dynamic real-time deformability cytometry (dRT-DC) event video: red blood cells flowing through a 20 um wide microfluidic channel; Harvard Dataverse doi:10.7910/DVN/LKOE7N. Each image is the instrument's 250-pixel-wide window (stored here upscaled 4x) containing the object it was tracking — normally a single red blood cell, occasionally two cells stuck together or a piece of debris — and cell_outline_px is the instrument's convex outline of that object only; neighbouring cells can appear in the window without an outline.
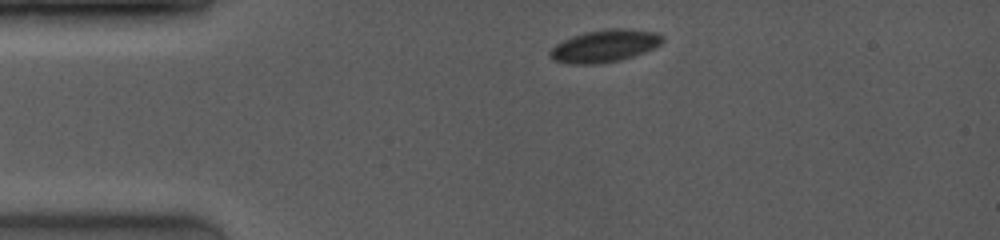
{"species": "common noctule bat (a hibernating species)", "species_latin": "Nyctalus noctula", "temperature_condition": "room temperature", "stored_images_in_passage": 6, "camera_frame_rate_fps": 4000, "um_per_image_px": 0.085, "animal": {"sex": "female", "body_mass_g": 19.0, "forearm_length_mm": 53.3}, "frame": {"image": 1, "passage_image": 1, "time_ms": 0.0, "image_size_px": [1000, 240], "cell_outline_px": [[664, 40], [660, 44], [644, 52], [620, 60], [596, 64], [572, 64], [552, 60], [548, 56], [548, 52], [556, 44], [572, 36], [584, 32], [608, 28], [628, 28], [656, 32], [664, 36]], "centroid_in_image_um": [51.38, 3.89], "position_along_channel_um": 33.6, "area_um2": 21.33}}
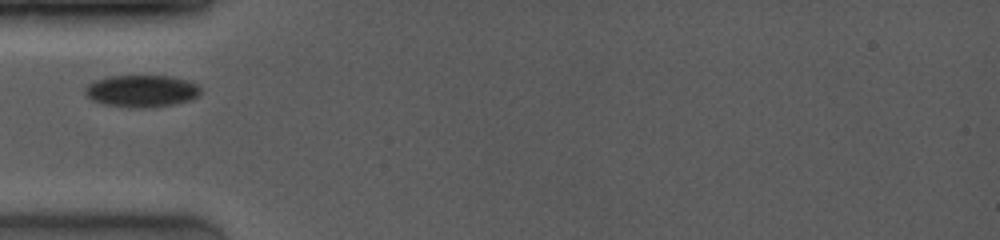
{"frame": {"image": 2, "passage_image": 3, "time_ms": 2.0, "image_size_px": [1000, 240], "cell_outline_px": [[200, 96], [192, 100], [172, 104], [144, 108], [132, 108], [104, 104], [92, 100], [84, 92], [88, 84], [104, 76], [172, 76], [188, 80], [196, 84], [200, 88]], "centroid_in_image_um": [12.05, 7.73], "position_along_channel_um": 72.9, "area_um2": 21.68}}
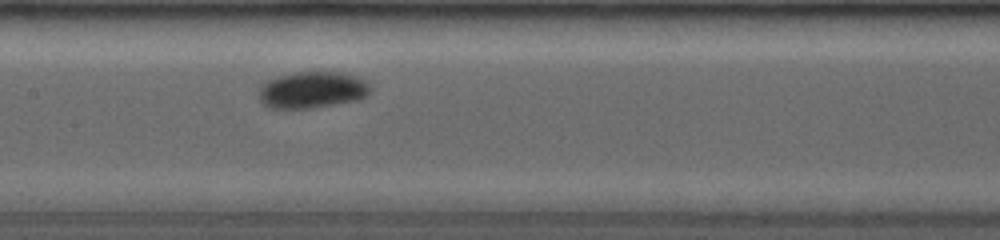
{"frame": {"image": 3, "passage_image": 6, "time_ms": 4.75, "image_size_px": [1000, 240], "cell_outline_px": [[372, 88], [368, 96], [360, 100], [308, 108], [268, 108], [260, 100], [260, 88], [268, 80], [292, 72], [340, 72], [368, 80]], "centroid_in_image_um": [26.61, 7.64], "position_along_channel_um": 180.8, "area_um2": 23.81}}